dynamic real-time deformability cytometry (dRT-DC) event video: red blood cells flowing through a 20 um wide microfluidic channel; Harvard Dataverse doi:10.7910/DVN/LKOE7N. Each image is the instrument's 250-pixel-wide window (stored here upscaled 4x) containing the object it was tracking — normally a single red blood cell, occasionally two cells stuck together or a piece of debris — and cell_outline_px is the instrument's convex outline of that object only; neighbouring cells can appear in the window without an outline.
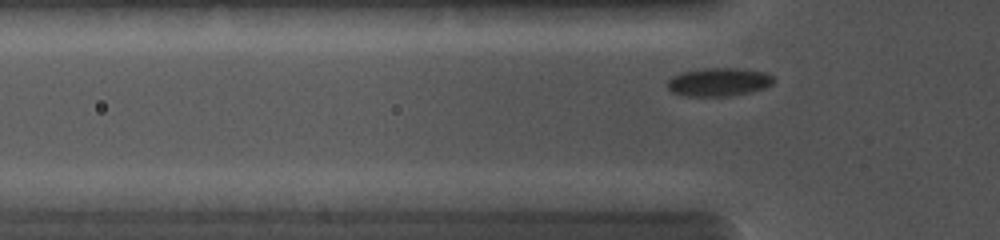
{"species": "common noctule bat (a hibernating species)", "species_latin": "Nyctalus noctula", "temperature_condition": "cold", "stored_images_in_passage": 54, "camera_frame_rate_fps": 5000, "um_per_image_px": 0.085, "animal": {"sex": "female", "body_mass_g": 19.0, "forearm_length_mm": 56.7}, "frame": {"image": 1, "passage_image": 8, "time_ms": 1.2, "image_size_px": [1000, 240], "cell_outline_px": [[776, 80], [772, 84], [764, 88], [748, 92], [728, 96], [688, 96], [672, 92], [668, 88], [668, 80], [672, 76], [680, 72], [704, 68], [736, 68], [764, 72], [772, 76]], "centroid_in_image_um": [61.08, 6.96], "position_along_channel_um": 64.7, "area_um2": 17.46}}
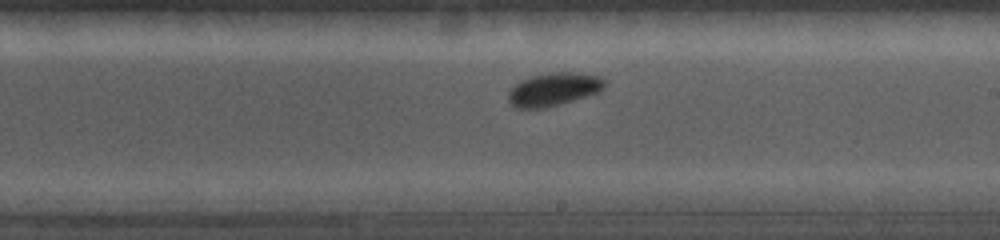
{"frame": {"image": 2, "passage_image": 31, "time_ms": 5.2, "image_size_px": [1000, 240], "cell_outline_px": [[604, 88], [596, 92], [572, 100], [544, 108], [516, 108], [508, 100], [508, 92], [520, 80], [532, 76], [556, 72], [568, 72], [596, 76], [604, 80]], "centroid_in_image_um": [46.99, 7.6], "position_along_channel_um": 242.0, "area_um2": 17.98}}
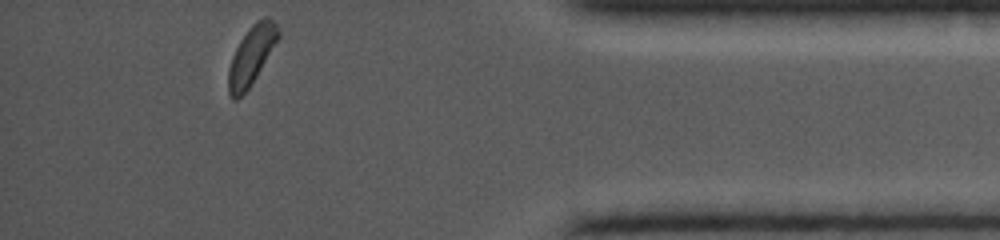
{"frame": {"image": 3, "passage_image": 54, "time_ms": 9.6, "image_size_px": [1000, 240], "cell_outline_px": [[280, 36], [256, 76], [248, 88], [236, 100], [232, 100], [228, 92], [228, 68], [232, 56], [240, 40], [248, 28], [256, 20], [268, 16], [276, 24], [280, 32]], "centroid_in_image_um": [21.35, 4.69], "position_along_channel_um": 413.8, "area_um2": 16.82}}